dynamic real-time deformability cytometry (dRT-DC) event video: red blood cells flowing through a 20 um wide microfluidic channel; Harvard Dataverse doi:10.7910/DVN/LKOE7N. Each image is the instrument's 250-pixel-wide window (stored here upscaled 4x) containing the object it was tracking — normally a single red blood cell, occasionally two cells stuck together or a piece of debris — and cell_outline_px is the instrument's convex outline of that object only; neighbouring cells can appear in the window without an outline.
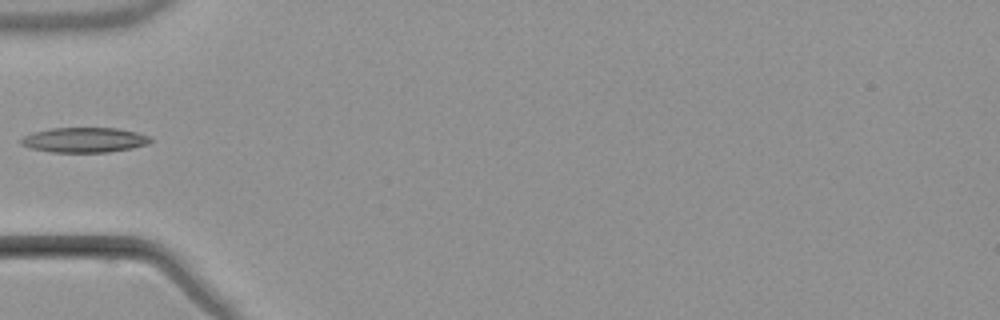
{"species": "common noctule bat (a hibernating species)", "species_latin": "Nyctalus noctula", "temperature_condition": "warm", "stored_images_in_passage": 5, "camera_frame_rate_fps": 3000, "um_per_image_px": 0.085, "animal": {"sex": "male", "body_mass_g": 21.5, "forearm_length_mm": 52.0}, "frame": {"image": 1, "passage_image": 5, "time_ms": 6.333, "image_size_px": [1000, 320], "cell_outline_px": [[152, 140], [148, 144], [132, 148], [108, 152], [52, 152], [28, 148], [20, 144], [20, 140], [24, 136], [32, 132], [52, 128], [116, 128], [136, 132], [152, 136]], "centroid_in_image_um": [7.17, 11.89], "position_along_channel_um": 77.8, "area_um2": 18.96}}